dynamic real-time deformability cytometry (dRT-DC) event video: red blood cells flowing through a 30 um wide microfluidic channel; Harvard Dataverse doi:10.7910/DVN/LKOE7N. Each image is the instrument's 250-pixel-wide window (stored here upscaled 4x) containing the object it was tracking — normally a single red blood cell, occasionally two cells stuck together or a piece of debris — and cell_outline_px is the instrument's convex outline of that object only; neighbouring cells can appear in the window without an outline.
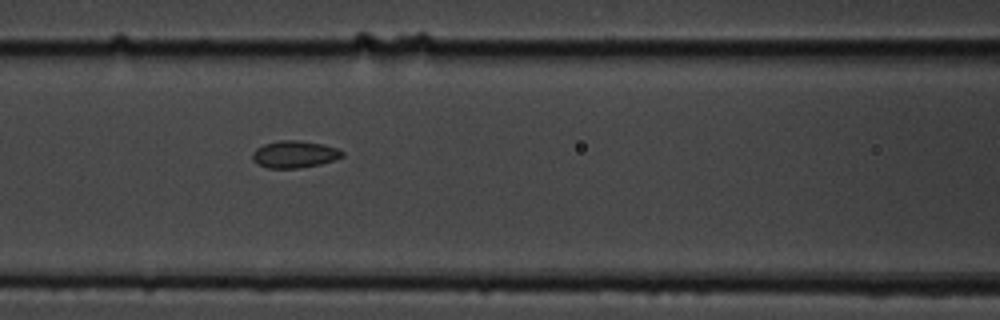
{"species": "common noctule bat (a hibernating species)", "species_latin": "Nyctalus noctula", "temperature_condition": "cold", "stored_images_in_passage": 8, "camera_frame_rate_fps": 3000, "um_per_image_px": 0.085, "animal": {"sex": "male", "body_mass_g": 19.5, "forearm_length_mm": 54.6}, "frame": {"image": 1, "passage_image": 5, "time_ms": 4.667, "image_size_px": [1000, 320], "cell_outline_px": [[344, 156], [320, 164], [296, 168], [268, 168], [256, 164], [252, 160], [252, 152], [256, 148], [264, 144], [280, 140], [296, 140], [324, 144], [336, 148], [344, 152]], "centroid_in_image_um": [24.99, 13.11], "position_along_channel_um": 141.6, "area_um2": 14.16}}
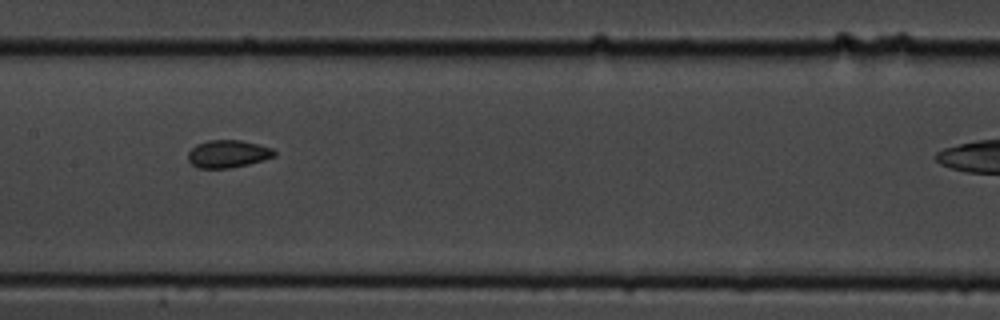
{"frame": {"image": 2, "passage_image": 6, "time_ms": 6.0, "image_size_px": [1000, 320], "cell_outline_px": [[276, 156], [264, 160], [248, 164], [228, 168], [200, 168], [192, 164], [188, 160], [188, 152], [196, 144], [208, 140], [240, 140], [272, 148], [276, 152]], "centroid_in_image_um": [19.37, 13.07], "position_along_channel_um": 188.0, "area_um2": 13.81}}
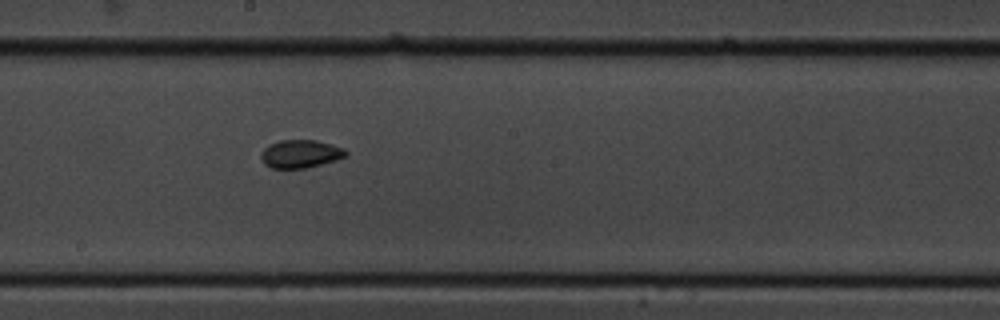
{"frame": {"image": 3, "passage_image": 7, "time_ms": 7.0, "image_size_px": [1000, 320], "cell_outline_px": [[348, 156], [336, 160], [308, 168], [272, 168], [264, 164], [260, 156], [260, 152], [268, 144], [280, 140], [316, 140], [332, 144], [344, 148], [348, 152]], "centroid_in_image_um": [25.55, 13.07], "position_along_channel_um": 222.7, "area_um2": 14.1}}